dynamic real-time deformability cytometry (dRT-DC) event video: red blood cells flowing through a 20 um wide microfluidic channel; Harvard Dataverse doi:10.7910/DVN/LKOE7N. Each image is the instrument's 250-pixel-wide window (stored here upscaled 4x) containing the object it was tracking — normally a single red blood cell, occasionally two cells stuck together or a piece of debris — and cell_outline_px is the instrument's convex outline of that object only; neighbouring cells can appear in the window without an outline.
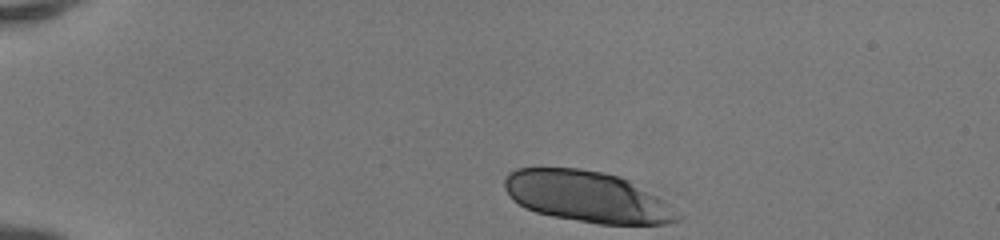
{"species": "human", "species_latin": "Homo sapiens", "temperature_condition": "room temperature", "stored_images_in_passage": 40, "camera_frame_rate_fps": 3000, "um_per_image_px": 0.085, "donor": {"sex": "female"}, "frame": {"image": 1, "passage_image": 1, "time_ms": 0.0, "image_size_px": [1000, 240], "cell_outline_px": [[684, 216], [680, 220], [668, 224], [600, 224], [552, 216], [536, 212], [524, 208], [512, 200], [504, 188], [504, 180], [508, 172], [516, 168], [580, 168], [604, 172], [620, 176], [628, 180], [664, 200]], "centroid_in_image_um": [49.91, 16.72], "position_along_channel_um": 35.1, "area_um2": 51.79}}